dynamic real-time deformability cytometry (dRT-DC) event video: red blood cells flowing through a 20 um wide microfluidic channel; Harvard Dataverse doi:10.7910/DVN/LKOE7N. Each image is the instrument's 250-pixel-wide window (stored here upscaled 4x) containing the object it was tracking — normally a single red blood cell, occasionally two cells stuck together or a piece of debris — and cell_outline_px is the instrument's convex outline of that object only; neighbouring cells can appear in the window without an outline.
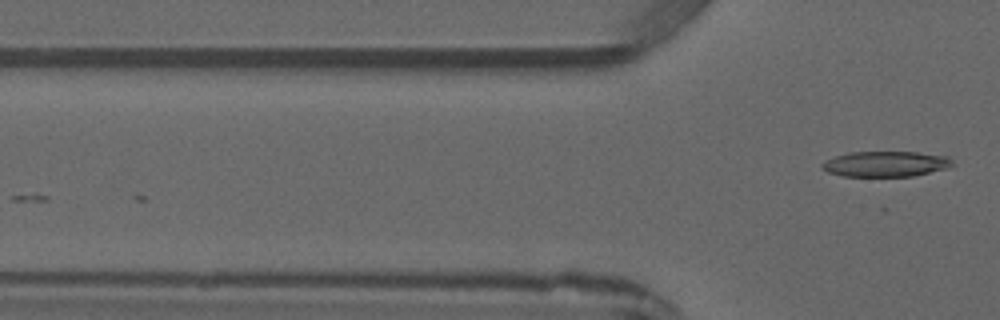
{"species": "common noctule bat (a hibernating species)", "species_latin": "Nyctalus noctula", "temperature_condition": "warm", "stored_images_in_passage": 4, "camera_frame_rate_fps": 3000, "um_per_image_px": 0.085, "animal": {"sex": "male", "forearm_length_mm": 52.5}, "frame": {"image": 1, "passage_image": 4, "time_ms": 3.667, "image_size_px": [1000, 320], "cell_outline_px": [[952, 164], [948, 168], [912, 176], [844, 176], [828, 172], [820, 164], [824, 160], [848, 152], [916, 152], [948, 156], [952, 160]], "centroid_in_image_um": [75.27, 13.93], "position_along_channel_um": 50.5, "area_um2": 19.25}}